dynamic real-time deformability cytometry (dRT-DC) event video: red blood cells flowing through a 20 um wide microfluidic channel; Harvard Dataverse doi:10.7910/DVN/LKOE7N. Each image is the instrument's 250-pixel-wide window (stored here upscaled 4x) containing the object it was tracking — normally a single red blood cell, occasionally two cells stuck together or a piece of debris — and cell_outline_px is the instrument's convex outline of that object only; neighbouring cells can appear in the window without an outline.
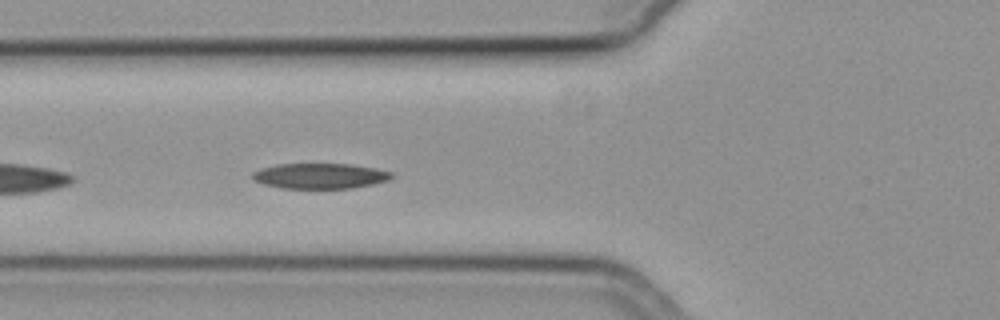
{"species": "common noctule bat (a hibernating species)", "species_latin": "Nyctalus noctula", "temperature_condition": "cold", "stored_images_in_passage": 27, "camera_frame_rate_fps": 3000, "um_per_image_px": 0.085, "animal": {"sex": "female", "body_mass_g": 19.3, "forearm_length_mm": 54.1}, "frame": {"image": 1, "passage_image": 5, "time_ms": 1.333, "image_size_px": [1000, 320], "cell_outline_px": [[392, 176], [388, 180], [372, 184], [352, 188], [280, 188], [264, 184], [256, 180], [252, 176], [252, 172], [260, 168], [276, 164], [352, 164], [376, 168], [392, 172]], "centroid_in_image_um": [27.19, 14.95], "position_along_channel_um": 98.6, "area_um2": 20.52}}
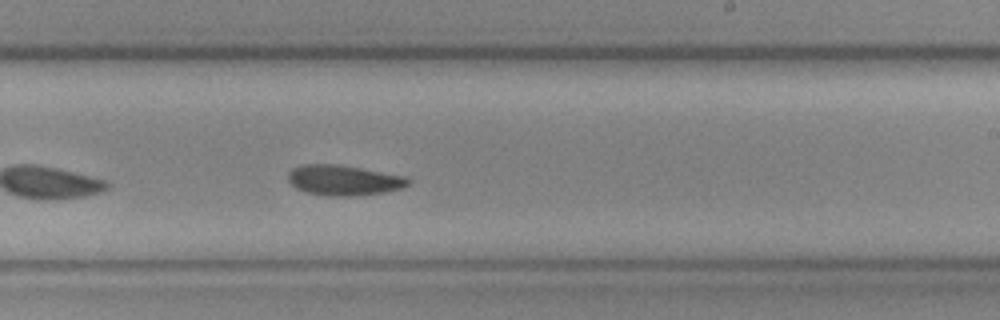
{"frame": {"image": 2, "passage_image": 18, "time_ms": 5.667, "image_size_px": [1000, 320], "cell_outline_px": [[412, 180], [408, 184], [400, 188], [384, 192], [356, 196], [328, 196], [304, 192], [296, 188], [288, 180], [288, 172], [292, 168], [300, 164], [340, 164], [408, 176]], "centroid_in_image_um": [29.21, 15.31], "position_along_channel_um": 259.8, "area_um2": 21.56}}
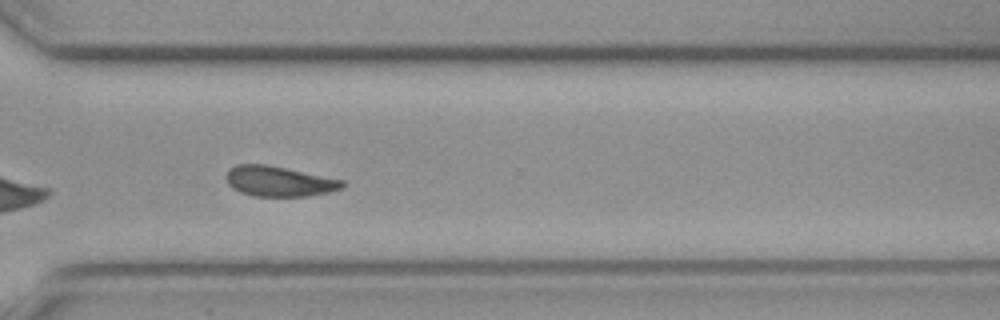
{"frame": {"image": 3, "passage_image": 25, "time_ms": 8.0, "image_size_px": [1000, 320], "cell_outline_px": [[344, 188], [328, 192], [308, 196], [256, 196], [240, 192], [232, 188], [228, 184], [224, 176], [228, 168], [236, 164], [264, 164], [344, 180]], "centroid_in_image_um": [23.67, 15.41], "position_along_channel_um": 346.9, "area_um2": 20.46}, "authors_computed_cell_mechanics": {"area_um2": 20.9814, "velocity_mm_per_s": 3.7227, "shape_relaxation_time_tau1_ms": 4.5951, "shape_relaxation_time_tau2_ms": 7.9781, "deformation_change_tau1": 0.131, "deformation_change_tau2": 0.1488}}